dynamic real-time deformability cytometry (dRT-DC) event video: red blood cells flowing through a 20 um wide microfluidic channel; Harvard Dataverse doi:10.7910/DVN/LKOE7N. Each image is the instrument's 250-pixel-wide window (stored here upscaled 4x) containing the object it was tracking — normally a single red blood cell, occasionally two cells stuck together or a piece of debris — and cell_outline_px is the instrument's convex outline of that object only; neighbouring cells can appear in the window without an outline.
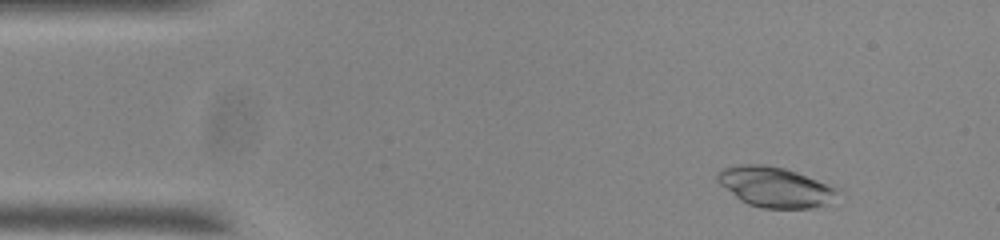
{"species": "common noctule bat (a hibernating species)", "species_latin": "Nyctalus noctula", "temperature_condition": "room temperature", "stored_images_in_passage": 53, "camera_frame_rate_fps": 3000, "um_per_image_px": 0.085, "animal": {"sex": "male", "body_mass_g": 20.0, "forearm_length_mm": 53.3}, "frame": {"image": 1, "passage_image": 5, "time_ms": 1.333, "image_size_px": [1000, 240], "cell_outline_px": [[844, 192], [824, 204], [812, 208], [764, 208], [748, 204], [740, 200], [720, 184], [716, 180], [716, 176], [720, 168], [740, 164], [764, 164], [784, 168], [796, 172], [840, 188]], "centroid_in_image_um": [65.89, 15.88], "position_along_channel_um": 19.1, "area_um2": 28.26}}
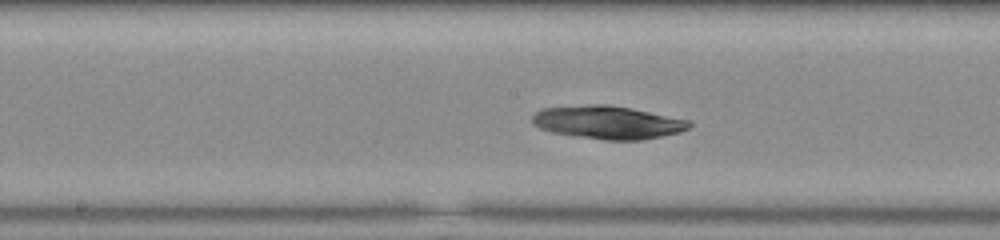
{"frame": {"image": 2, "passage_image": 26, "time_ms": 8.333, "image_size_px": [1000, 240], "cell_outline_px": [[692, 124], [688, 128], [680, 132], [640, 140], [604, 140], [552, 132], [540, 128], [532, 124], [532, 116], [540, 108], [588, 104], [604, 104], [632, 108], [688, 120]], "centroid_in_image_um": [51.62, 10.39], "position_along_channel_um": 196.6, "area_um2": 30.17}}
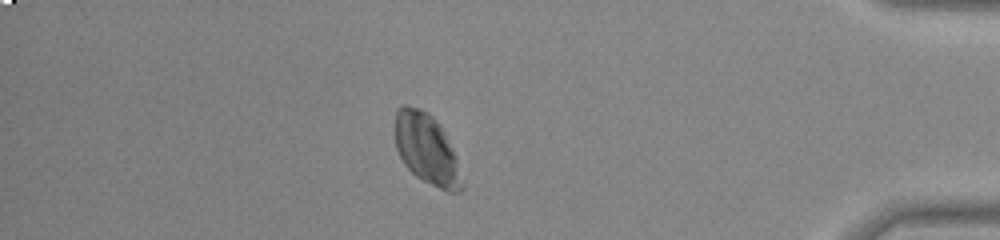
{"frame": {"image": 3, "passage_image": 46, "time_ms": 15.0, "image_size_px": [1000, 240], "cell_outline_px": [[464, 188], [460, 192], [448, 192], [416, 176], [404, 164], [396, 148], [396, 108], [400, 104], [404, 104], [420, 108], [428, 112], [440, 124], [456, 156], [464, 184]], "centroid_in_image_um": [36.28, 12.66], "position_along_channel_um": 398.9, "area_um2": 27.51}, "authors_computed_cell_mechanics": {"area_um2": 28.8422, "velocity_mm_per_s": 3.687, "shape_relaxation_time_tau1_ms": 3.8595, "shape_relaxation_time_tau2_ms": null, "deformation_change_tau1": 0.0592, "deformation_change_tau2": null}}